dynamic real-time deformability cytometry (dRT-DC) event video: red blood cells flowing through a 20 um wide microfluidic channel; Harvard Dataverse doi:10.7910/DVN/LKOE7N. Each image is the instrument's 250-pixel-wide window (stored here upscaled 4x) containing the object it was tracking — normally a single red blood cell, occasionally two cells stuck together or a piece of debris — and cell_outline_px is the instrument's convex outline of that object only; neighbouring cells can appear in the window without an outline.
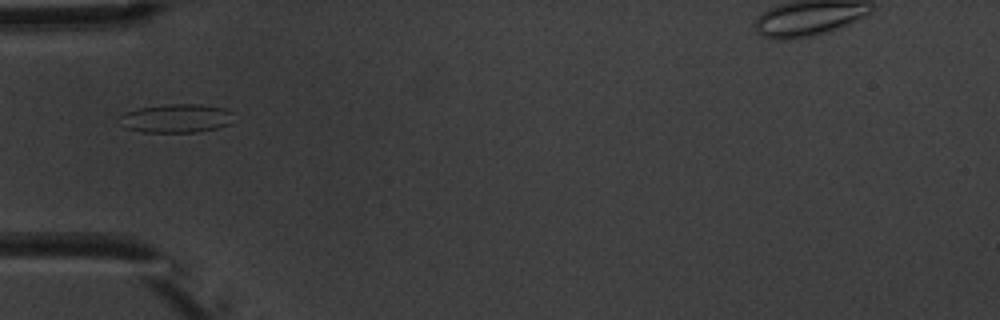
{"species": "common noctule bat (a hibernating species)", "species_latin": "Nyctalus noctula", "temperature_condition": "warm", "stored_images_in_passage": 10, "camera_frame_rate_fps": 3000, "um_per_image_px": 0.085, "animal": {"sex": "male", "body_mass_g": 20.1, "forearm_length_mm": 53.5}, "frame": {"image": 1, "passage_image": 5, "time_ms": 5.667, "image_size_px": [1000, 320], "cell_outline_px": [[236, 112], [232, 124], [216, 128], [196, 132], [144, 132], [124, 128], [120, 116], [124, 112], [140, 108], [168, 104], [200, 104], [224, 108]], "centroid_in_image_um": [15.07, 10.05], "position_along_channel_um": 69.9, "area_um2": 19.25}}
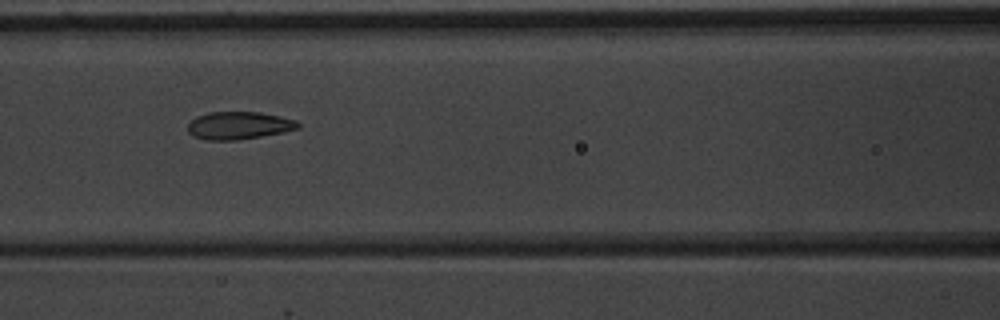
{"frame": {"image": 2, "passage_image": 7, "time_ms": 7.667, "image_size_px": [1000, 320], "cell_outline_px": [[300, 128], [260, 136], [236, 140], [208, 140], [192, 136], [188, 132], [188, 124], [196, 116], [208, 112], [260, 112], [280, 116], [296, 120], [300, 124]], "centroid_in_image_um": [20.27, 10.66], "position_along_channel_um": 146.3, "area_um2": 17.69}}
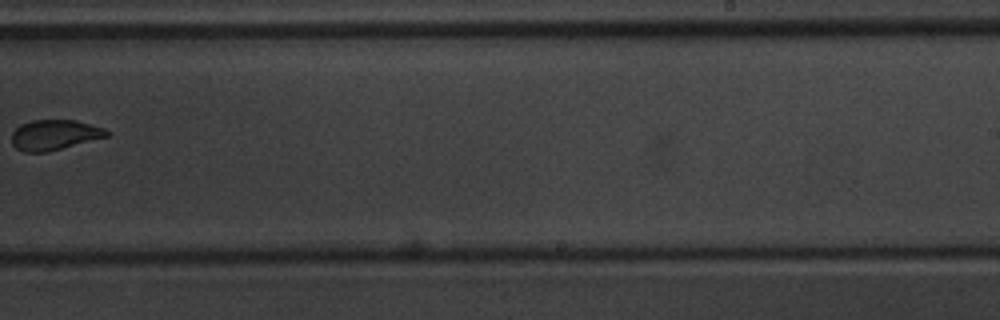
{"frame": {"image": 3, "passage_image": 10, "time_ms": 11.333, "image_size_px": [1000, 320], "cell_outline_px": [[108, 136], [48, 152], [24, 152], [16, 148], [12, 144], [12, 132], [20, 124], [32, 120], [76, 120], [104, 128], [108, 132]], "centroid_in_image_um": [4.6, 11.46], "position_along_channel_um": 284.4, "area_um2": 16.7}}